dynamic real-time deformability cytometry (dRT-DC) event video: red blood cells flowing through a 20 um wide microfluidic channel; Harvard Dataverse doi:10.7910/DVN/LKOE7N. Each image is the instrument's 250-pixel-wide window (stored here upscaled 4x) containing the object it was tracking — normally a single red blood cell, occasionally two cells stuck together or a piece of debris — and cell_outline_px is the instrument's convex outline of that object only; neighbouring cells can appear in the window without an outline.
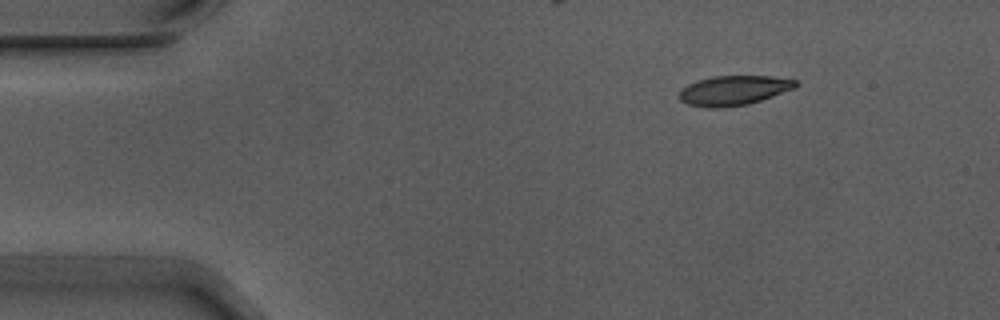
{"species": "Egyptian fruit bat (a non-hibernating species)", "species_latin": "Rousettus aegyptiacus", "temperature_condition": "warm", "stored_images_in_passage": 4, "camera_frame_rate_fps": 3000, "um_per_image_px": 0.085, "animal": {"sex": "male"}, "frame": {"image": 1, "passage_image": 1, "time_ms": 0.0, "image_size_px": [1000, 320], "cell_outline_px": [[800, 84], [796, 88], [748, 104], [720, 108], [708, 108], [688, 104], [680, 100], [680, 92], [688, 84], [712, 76], [768, 76], [796, 80]], "centroid_in_image_um": [62.4, 7.69], "position_along_channel_um": 22.6, "area_um2": 19.94}}